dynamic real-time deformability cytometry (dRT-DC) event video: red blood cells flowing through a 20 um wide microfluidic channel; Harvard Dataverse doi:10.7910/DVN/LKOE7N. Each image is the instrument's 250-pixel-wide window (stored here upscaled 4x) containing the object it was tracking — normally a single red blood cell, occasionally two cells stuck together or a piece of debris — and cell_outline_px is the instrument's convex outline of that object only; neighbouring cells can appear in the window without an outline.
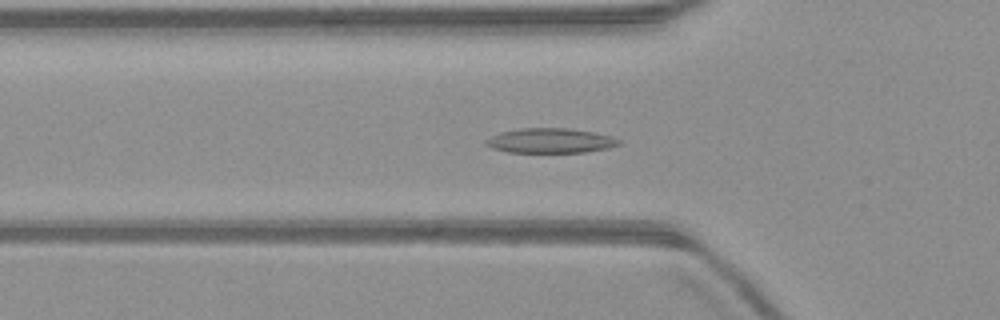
{"species": "common noctule bat (a hibernating species)", "species_latin": "Nyctalus noctula", "temperature_condition": "warm", "stored_images_in_passage": 51, "camera_frame_rate_fps": 3000, "um_per_image_px": 0.085, "animal": {"sex": "male", "body_mass_g": 23.1, "forearm_length_mm": 52.7}, "frame": {"image": 1, "passage_image": 17, "time_ms": 5.333, "image_size_px": [1000, 320], "cell_outline_px": [[620, 144], [608, 148], [584, 152], [508, 152], [492, 148], [484, 144], [484, 140], [500, 132], [520, 128], [568, 128], [592, 132], [612, 136], [620, 140]], "centroid_in_image_um": [46.76, 11.95], "position_along_channel_um": 79.0, "area_um2": 19.13}}
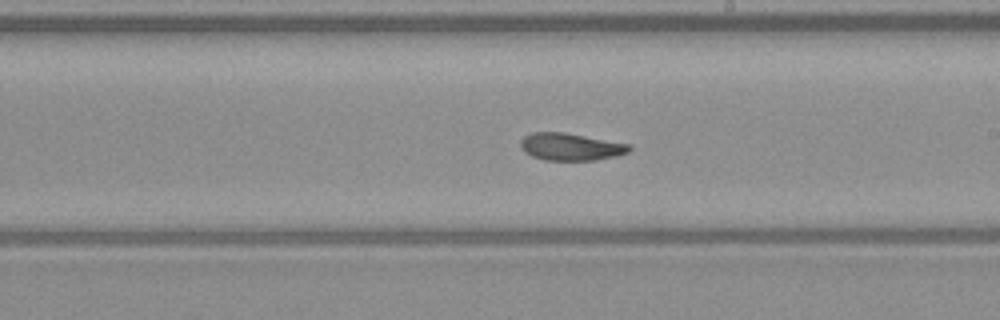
{"frame": {"image": 2, "passage_image": 29, "time_ms": 9.333, "image_size_px": [1000, 320], "cell_outline_px": [[632, 148], [628, 152], [616, 156], [596, 160], [544, 160], [532, 156], [524, 152], [520, 148], [520, 140], [524, 136], [532, 132], [564, 132], [628, 144]], "centroid_in_image_um": [48.46, 12.48], "position_along_channel_um": 240.5, "area_um2": 17.28}}
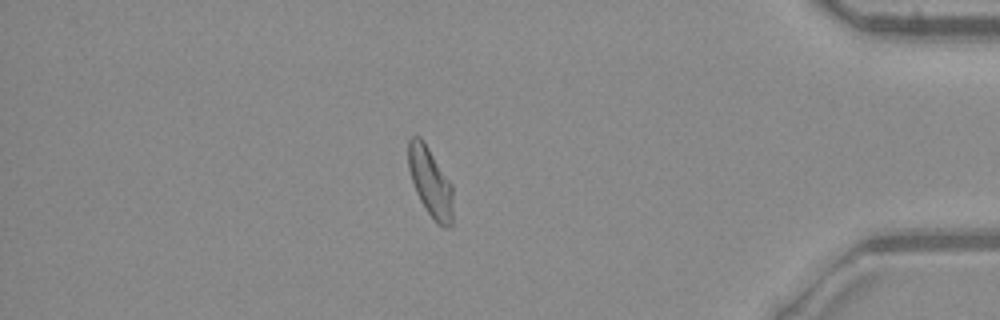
{"frame": {"image": 3, "passage_image": 44, "time_ms": 14.333, "image_size_px": [1000, 320], "cell_outline_px": [[452, 224], [448, 228], [444, 228], [436, 224], [420, 200], [416, 192], [408, 168], [408, 140], [412, 136], [420, 136], [452, 184]], "centroid_in_image_um": [36.58, 15.5], "position_along_channel_um": 398.6, "area_um2": 17.92}}